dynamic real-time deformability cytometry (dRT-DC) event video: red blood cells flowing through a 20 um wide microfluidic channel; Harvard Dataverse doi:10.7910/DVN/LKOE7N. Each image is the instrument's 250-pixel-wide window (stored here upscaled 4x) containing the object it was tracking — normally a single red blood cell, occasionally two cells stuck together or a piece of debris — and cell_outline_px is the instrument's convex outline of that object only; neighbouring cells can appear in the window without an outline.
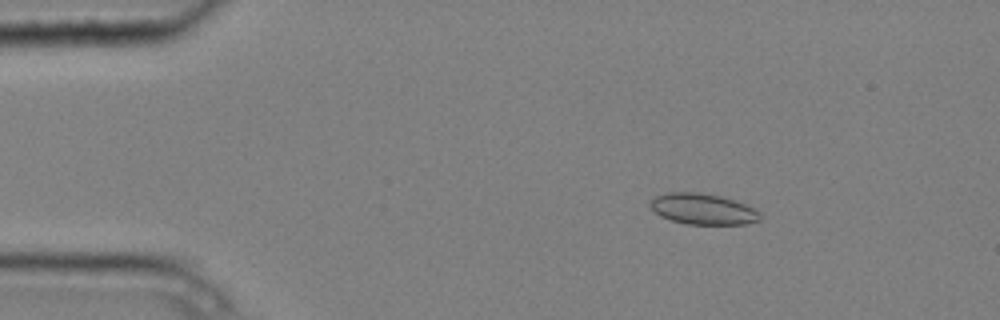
{"species": "common noctule bat (a hibernating species)", "species_latin": "Nyctalus noctula", "temperature_condition": "cold", "stored_images_in_passage": 5, "camera_frame_rate_fps": 3000, "um_per_image_px": 0.085, "animal": {"sex": "male", "body_mass_g": 20.4}, "frame": {"image": 1, "passage_image": 3, "time_ms": 0.667, "image_size_px": [1000, 320], "cell_outline_px": [[760, 220], [744, 224], [688, 224], [672, 220], [660, 216], [648, 204], [656, 196], [668, 192], [696, 192], [720, 196], [736, 200], [760, 212]], "centroid_in_image_um": [59.74, 17.76], "position_along_channel_um": 25.3, "area_um2": 19.59}}